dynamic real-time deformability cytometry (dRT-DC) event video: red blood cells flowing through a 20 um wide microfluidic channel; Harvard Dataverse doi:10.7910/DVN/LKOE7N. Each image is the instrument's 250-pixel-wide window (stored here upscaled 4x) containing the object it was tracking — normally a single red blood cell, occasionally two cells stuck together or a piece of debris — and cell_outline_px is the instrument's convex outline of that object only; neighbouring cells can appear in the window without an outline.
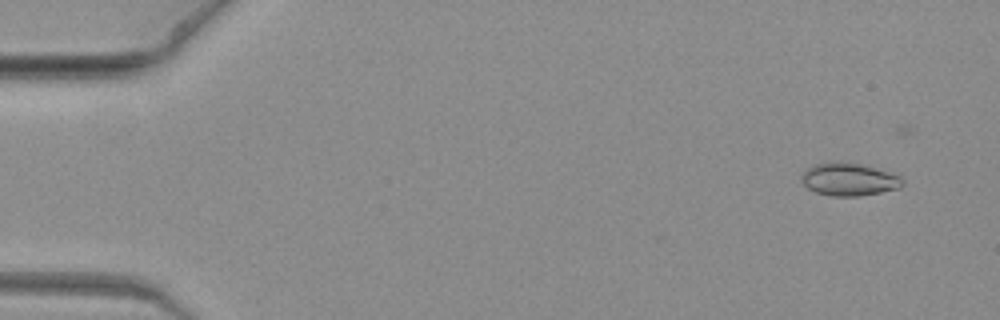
{"species": "common noctule bat (a hibernating species)", "species_latin": "Nyctalus noctula", "temperature_condition": "warm", "stored_images_in_passage": 9, "camera_frame_rate_fps": 3000, "um_per_image_px": 0.085, "animal": {"sex": "female", "body_mass_g": 19.3, "forearm_length_mm": 54.1}, "frame": {"image": 1, "passage_image": 2, "time_ms": 0.333, "image_size_px": [1000, 320], "cell_outline_px": [[904, 184], [900, 188], [860, 196], [832, 196], [816, 192], [808, 188], [804, 184], [800, 176], [812, 164], [860, 164], [888, 172], [900, 176], [904, 180]], "centroid_in_image_um": [72.19, 15.29], "position_along_channel_um": 12.8, "area_um2": 18.67}}
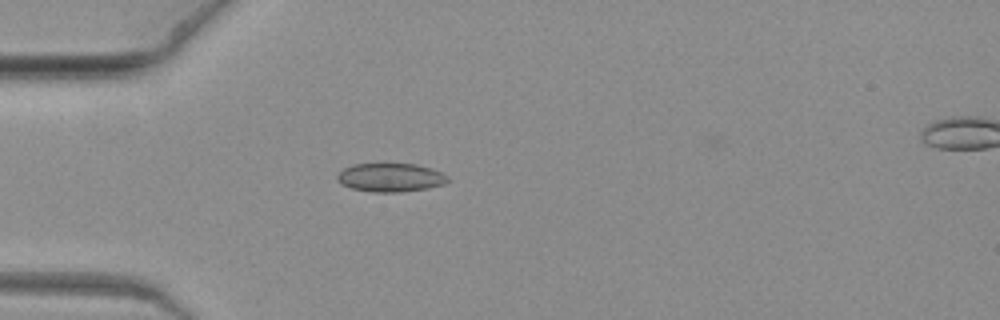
{"frame": {"image": 2, "passage_image": 7, "time_ms": 2.0, "image_size_px": [1000, 320], "cell_outline_px": [[452, 180], [444, 184], [428, 188], [400, 192], [376, 192], [352, 188], [340, 184], [336, 180], [336, 176], [344, 168], [352, 164], [416, 164], [432, 168], [448, 176]], "centroid_in_image_um": [33.21, 15.08], "position_along_channel_um": 51.8, "area_um2": 18.5}}
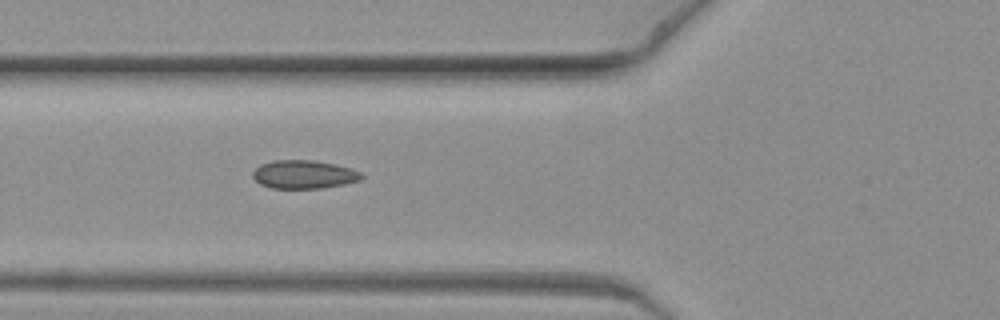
{"frame": {"image": 3, "passage_image": 9, "time_ms": 2.667, "image_size_px": [1000, 320], "cell_outline_px": [[364, 176], [360, 180], [344, 184], [320, 188], [272, 188], [260, 184], [252, 176], [252, 172], [260, 164], [272, 160], [316, 160], [336, 164], [352, 168], [360, 172]], "centroid_in_image_um": [25.83, 14.81], "position_along_channel_um": 100.0, "area_um2": 18.09}}